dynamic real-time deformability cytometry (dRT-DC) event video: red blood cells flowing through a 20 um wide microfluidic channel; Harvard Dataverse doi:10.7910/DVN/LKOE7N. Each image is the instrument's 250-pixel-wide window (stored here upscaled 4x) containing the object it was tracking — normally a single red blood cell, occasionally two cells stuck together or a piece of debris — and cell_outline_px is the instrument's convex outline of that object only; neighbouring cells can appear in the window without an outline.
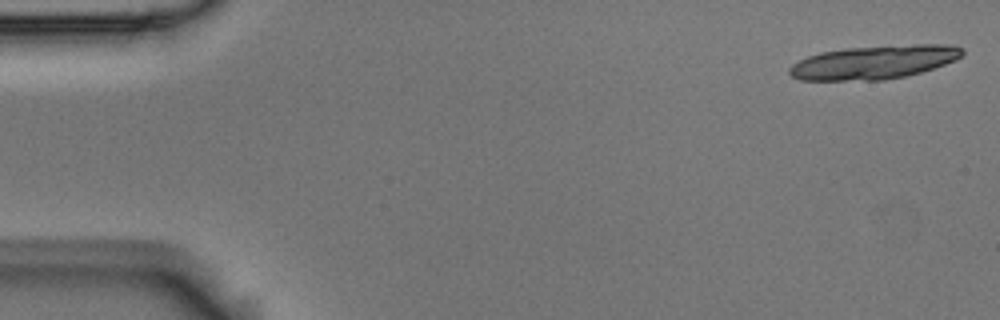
{"species": "Egyptian fruit bat (a non-hibernating species)", "species_latin": "Rousettus aegyptiacus", "temperature_condition": "room temperature", "stored_images_in_passage": 18, "camera_frame_rate_fps": 3000, "um_per_image_px": 0.085, "animal": {"sex": "male"}, "frame": {"image": 1, "passage_image": 1, "time_ms": 0.0, "image_size_px": [1000, 320], "cell_outline_px": [[964, 52], [956, 60], [920, 72], [904, 76], [884, 80], [800, 80], [792, 76], [788, 72], [788, 68], [792, 64], [808, 56], [820, 52], [844, 48], [916, 44], [948, 44], [964, 48]], "centroid_in_image_um": [74.28, 5.28], "position_along_channel_um": 10.7, "area_um2": 33.81}}